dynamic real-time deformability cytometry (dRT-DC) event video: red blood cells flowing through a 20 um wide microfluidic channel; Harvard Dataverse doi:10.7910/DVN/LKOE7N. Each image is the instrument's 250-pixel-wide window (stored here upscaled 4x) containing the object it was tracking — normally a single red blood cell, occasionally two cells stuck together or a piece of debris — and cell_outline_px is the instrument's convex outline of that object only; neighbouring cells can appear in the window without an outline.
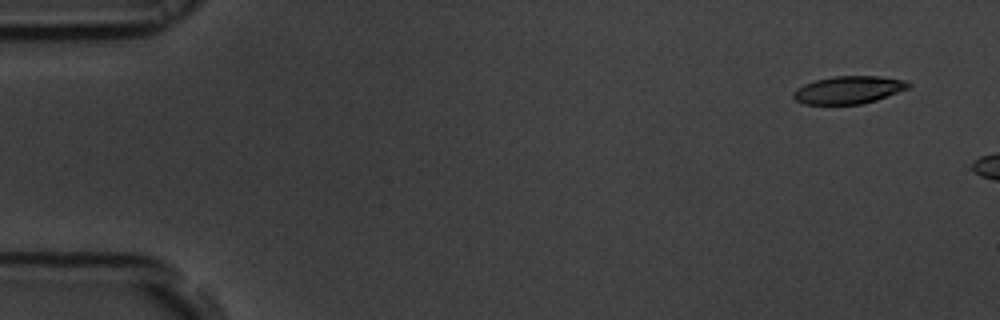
{"species": "common noctule bat (a hibernating species)", "species_latin": "Nyctalus noctula", "temperature_condition": "room temperature", "stored_images_in_passage": 6, "camera_frame_rate_fps": 3000, "um_per_image_px": 0.085, "animal": {"sex": "male", "body_mass_g": 19.5, "forearm_length_mm": 54.6}, "frame": {"image": 1, "passage_image": 1, "time_ms": 0.0, "image_size_px": [1000, 320], "cell_outline_px": [[912, 88], [876, 100], [860, 104], [804, 104], [796, 100], [792, 96], [792, 92], [796, 88], [804, 84], [816, 80], [832, 76], [876, 76], [908, 80], [912, 84]], "centroid_in_image_um": [72.17, 7.63], "position_along_channel_um": 12.8, "area_um2": 18.79}}